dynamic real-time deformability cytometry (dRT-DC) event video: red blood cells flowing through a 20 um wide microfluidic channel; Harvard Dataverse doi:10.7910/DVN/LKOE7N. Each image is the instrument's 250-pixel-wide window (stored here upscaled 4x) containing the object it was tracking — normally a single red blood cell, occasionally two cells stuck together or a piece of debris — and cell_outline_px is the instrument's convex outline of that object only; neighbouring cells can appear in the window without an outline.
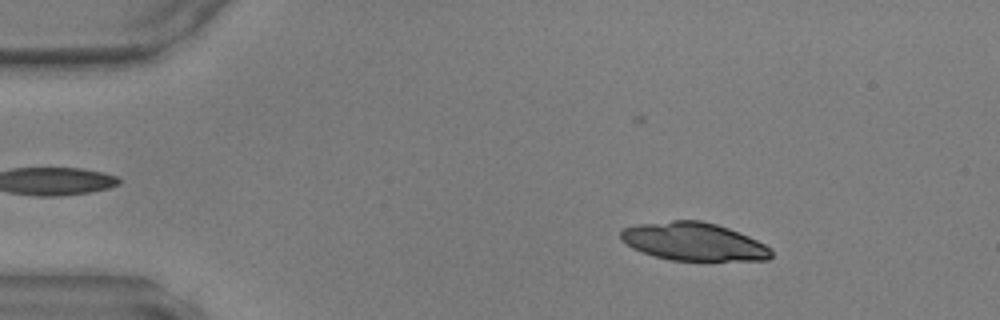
{"species": "common noctule bat (a hibernating species)", "species_latin": "Nyctalus noctula", "temperature_condition": "warm", "stored_images_in_passage": 13, "camera_frame_rate_fps": 3000, "um_per_image_px": 0.085, "animal": {"sex": "male", "body_mass_g": 17.9, "forearm_length_mm": 54.2}, "frame": {"image": 1, "passage_image": 7, "time_ms": 2.0, "image_size_px": [1000, 320], "cell_outline_px": [[772, 256], [768, 260], [672, 260], [656, 256], [632, 248], [620, 240], [620, 228], [636, 224], [672, 220], [700, 220], [716, 224], [728, 228], [748, 236], [764, 244], [772, 252]], "centroid_in_image_um": [58.91, 20.52], "position_along_channel_um": 26.1, "area_um2": 33.23}}